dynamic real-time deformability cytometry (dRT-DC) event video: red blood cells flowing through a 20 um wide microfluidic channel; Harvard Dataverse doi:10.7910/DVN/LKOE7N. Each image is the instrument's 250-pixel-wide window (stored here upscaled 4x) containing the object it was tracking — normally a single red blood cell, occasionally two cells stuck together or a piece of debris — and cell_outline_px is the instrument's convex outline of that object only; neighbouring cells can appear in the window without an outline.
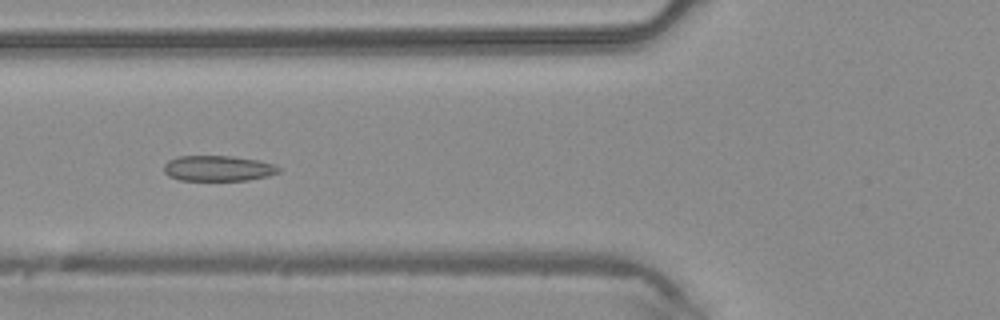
{"species": "common noctule bat (a hibernating species)", "species_latin": "Nyctalus noctula", "temperature_condition": "warm", "stored_images_in_passage": 44, "camera_frame_rate_fps": 3000, "um_per_image_px": 0.085, "animal": {"sex": "male", "body_mass_g": 20.4}, "frame": {"image": 1, "passage_image": 15, "time_ms": 4.667, "image_size_px": [1000, 320], "cell_outline_px": [[280, 172], [268, 176], [248, 180], [180, 180], [168, 176], [164, 172], [164, 164], [168, 160], [176, 156], [232, 156], [260, 160], [272, 164], [280, 168]], "centroid_in_image_um": [18.52, 14.3], "position_along_channel_um": 107.3, "area_um2": 17.17}}
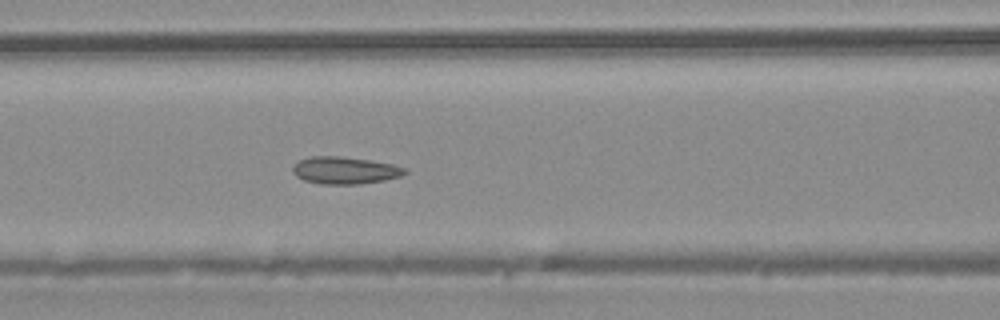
{"frame": {"image": 2, "passage_image": 17, "time_ms": 5.333, "image_size_px": [1000, 320], "cell_outline_px": [[408, 172], [400, 176], [384, 180], [356, 184], [320, 184], [304, 180], [296, 176], [292, 172], [292, 168], [300, 160], [308, 156], [340, 156], [368, 160], [392, 164], [408, 168]], "centroid_in_image_um": [29.31, 14.48], "position_along_channel_um": 137.3, "area_um2": 17.74}}
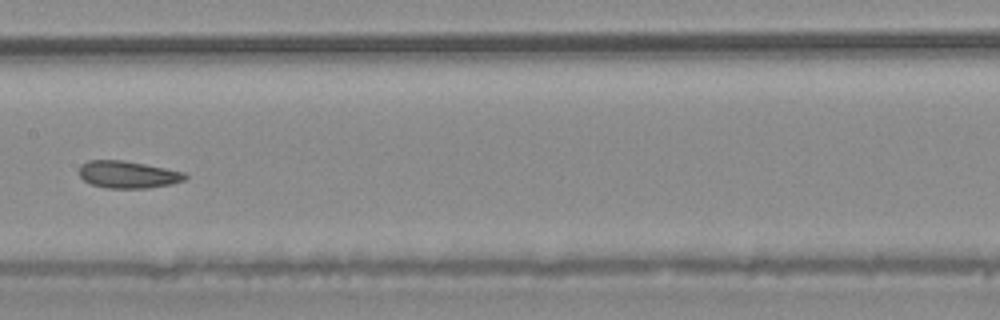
{"frame": {"image": 3, "passage_image": 21, "time_ms": 6.667, "image_size_px": [1000, 320], "cell_outline_px": [[188, 176], [184, 180], [172, 184], [148, 188], [108, 188], [92, 184], [84, 180], [80, 176], [80, 164], [88, 160], [124, 160], [184, 172]], "centroid_in_image_um": [10.87, 14.83], "position_along_channel_um": 196.5, "area_um2": 16.7}}